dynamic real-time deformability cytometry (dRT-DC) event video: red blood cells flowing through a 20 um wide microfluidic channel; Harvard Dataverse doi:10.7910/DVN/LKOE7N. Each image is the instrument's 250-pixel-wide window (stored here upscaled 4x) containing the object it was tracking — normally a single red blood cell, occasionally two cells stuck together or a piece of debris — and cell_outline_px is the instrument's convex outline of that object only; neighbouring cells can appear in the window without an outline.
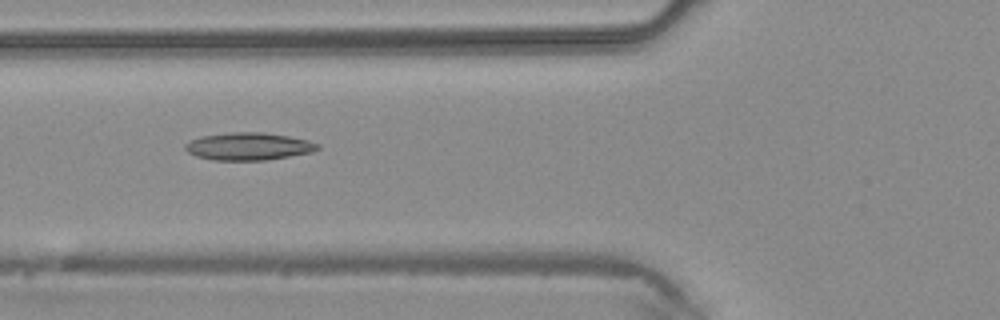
{"species": "common noctule bat (a hibernating species)", "species_latin": "Nyctalus noctula", "temperature_condition": "warm", "stored_images_in_passage": 4, "camera_frame_rate_fps": 3000, "um_per_image_px": 0.085, "animal": {"sex": "male", "body_mass_g": 20.4}, "frame": {"image": 1, "passage_image": 4, "time_ms": 1.0, "image_size_px": [1000, 320], "cell_outline_px": [[320, 148], [312, 152], [264, 160], [212, 160], [196, 156], [188, 152], [184, 148], [184, 144], [200, 136], [232, 132], [264, 132], [288, 136], [308, 140], [320, 144]], "centroid_in_image_um": [21.12, 12.43], "position_along_channel_um": 104.7, "area_um2": 21.21}}